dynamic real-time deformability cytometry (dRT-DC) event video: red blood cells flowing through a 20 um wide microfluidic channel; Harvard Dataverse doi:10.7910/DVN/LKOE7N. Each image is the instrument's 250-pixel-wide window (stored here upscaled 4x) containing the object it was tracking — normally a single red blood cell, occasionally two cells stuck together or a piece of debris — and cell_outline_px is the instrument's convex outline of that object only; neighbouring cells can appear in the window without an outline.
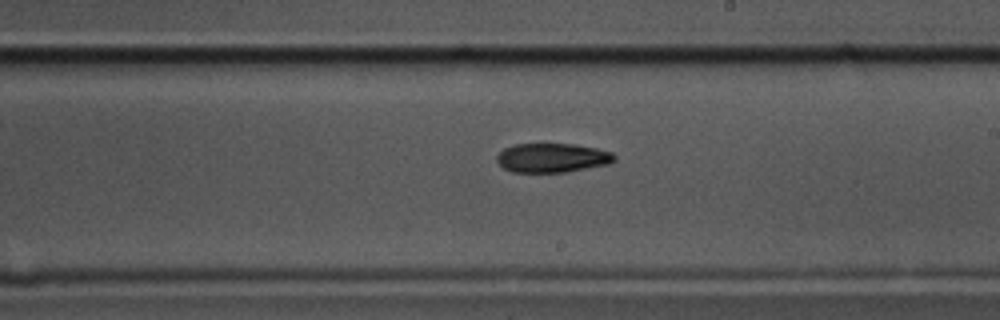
{"species": "common noctule bat (a hibernating species)", "species_latin": "Nyctalus noctula", "temperature_condition": "cold", "stored_images_in_passage": 35, "camera_frame_rate_fps": 3000, "um_per_image_px": 0.085, "animal": {"sex": "male", "body_mass_g": 17.5, "forearm_length_mm": 52.3}, "frame": {"image": 1, "passage_image": 16, "time_ms": 5.0, "image_size_px": [1000, 320], "cell_outline_px": [[616, 160], [608, 164], [564, 172], [512, 172], [504, 168], [496, 160], [496, 156], [504, 148], [516, 144], [576, 144], [596, 148], [612, 152], [616, 156]], "centroid_in_image_um": [46.94, 13.41], "position_along_channel_um": 242.1, "area_um2": 19.94}}
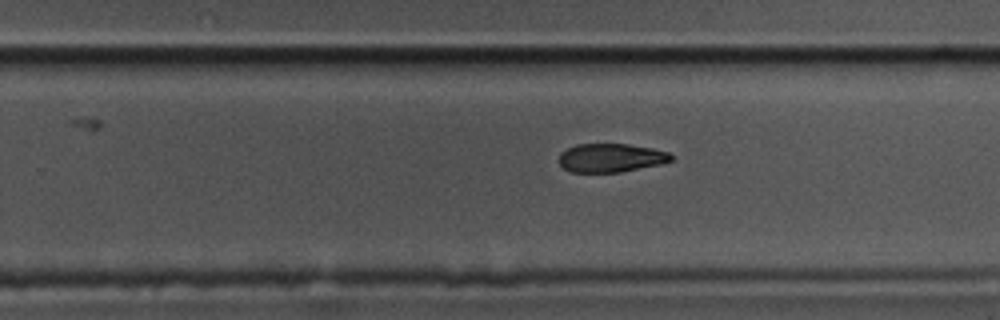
{"frame": {"image": 2, "passage_image": 19, "time_ms": 6.0, "image_size_px": [1000, 320], "cell_outline_px": [[672, 160], [660, 164], [620, 172], [572, 172], [564, 168], [560, 164], [560, 152], [576, 144], [628, 144], [652, 148], [668, 152], [672, 156]], "centroid_in_image_um": [51.92, 13.41], "position_along_channel_um": 277.9, "area_um2": 18.55}}
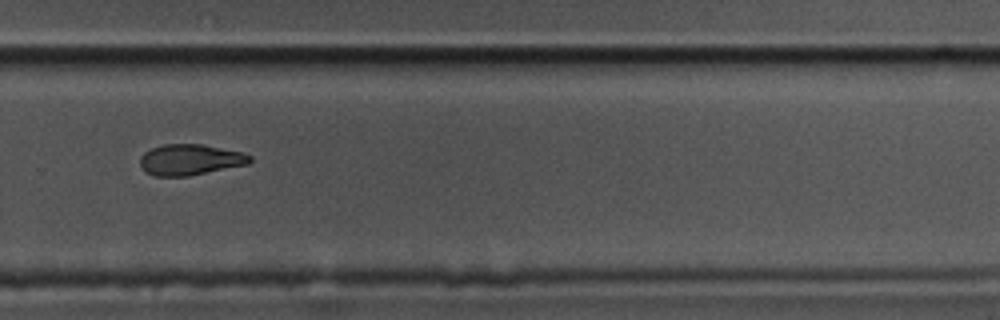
{"frame": {"image": 3, "passage_image": 22, "time_ms": 7.0, "image_size_px": [1000, 320], "cell_outline_px": [[252, 160], [248, 164], [188, 176], [152, 176], [144, 172], [140, 164], [140, 156], [144, 152], [152, 148], [164, 144], [200, 144], [244, 152], [252, 156]], "centroid_in_image_um": [16.15, 13.58], "position_along_channel_um": 313.7, "area_um2": 19.88}}